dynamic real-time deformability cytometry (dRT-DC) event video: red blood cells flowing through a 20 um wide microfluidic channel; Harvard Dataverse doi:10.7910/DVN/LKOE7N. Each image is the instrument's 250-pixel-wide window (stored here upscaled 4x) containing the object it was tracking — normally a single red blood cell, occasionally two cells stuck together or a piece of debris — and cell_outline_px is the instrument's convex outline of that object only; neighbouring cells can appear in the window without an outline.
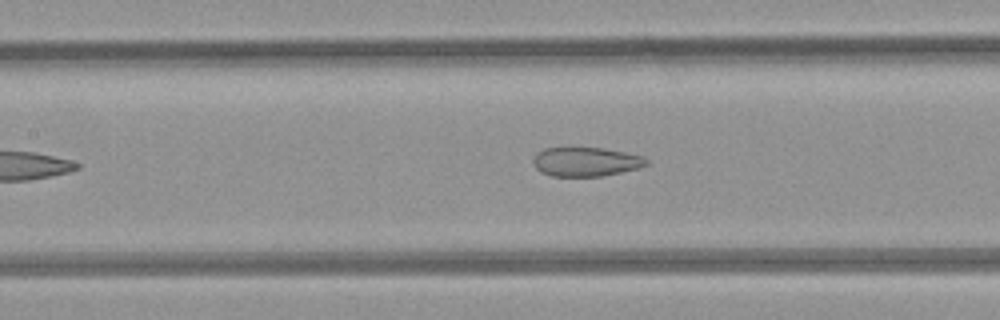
{"species": "common noctule bat (a hibernating species)", "species_latin": "Nyctalus noctula", "temperature_condition": "room temperature", "stored_images_in_passage": 8, "camera_frame_rate_fps": 3000, "um_per_image_px": 0.085, "animal": {"sex": "female", "body_mass_g": 21.9}, "frame": {"image": 1, "passage_image": 7, "time_ms": 7.0, "image_size_px": [1000, 320], "cell_outline_px": [[648, 164], [640, 168], [600, 176], [552, 176], [540, 172], [532, 164], [532, 160], [536, 152], [544, 148], [604, 148], [644, 156], [648, 160]], "centroid_in_image_um": [49.78, 13.75], "position_along_channel_um": 157.6, "area_um2": 19.31}}